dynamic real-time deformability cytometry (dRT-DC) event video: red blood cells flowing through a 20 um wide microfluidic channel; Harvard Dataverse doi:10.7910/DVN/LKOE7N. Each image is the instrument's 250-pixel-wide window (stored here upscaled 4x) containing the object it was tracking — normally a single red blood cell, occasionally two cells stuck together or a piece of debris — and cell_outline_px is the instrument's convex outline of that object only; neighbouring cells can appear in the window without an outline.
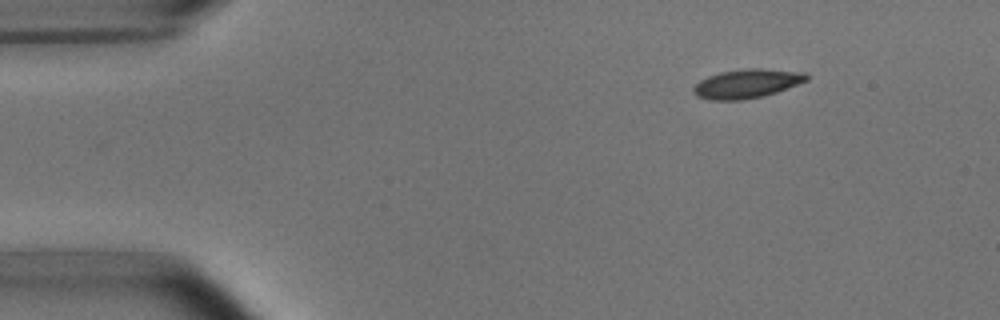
{"species": "common noctule bat (a hibernating species)", "species_latin": "Nyctalus noctula", "temperature_condition": "room temperature", "stored_images_in_passage": 2, "camera_frame_rate_fps": 3000, "um_per_image_px": 0.085, "animal": {"sex": "male", "body_mass_g": 15.6}, "frame": {"image": 1, "passage_image": 2, "time_ms": 1.0, "image_size_px": [1000, 320], "cell_outline_px": [[808, 80], [776, 92], [764, 96], [740, 100], [712, 100], [696, 96], [692, 92], [692, 88], [700, 80], [708, 76], [720, 72], [744, 68], [760, 68], [804, 72], [808, 76]], "centroid_in_image_um": [63.46, 7.1], "position_along_channel_um": 21.5, "area_um2": 19.13}}